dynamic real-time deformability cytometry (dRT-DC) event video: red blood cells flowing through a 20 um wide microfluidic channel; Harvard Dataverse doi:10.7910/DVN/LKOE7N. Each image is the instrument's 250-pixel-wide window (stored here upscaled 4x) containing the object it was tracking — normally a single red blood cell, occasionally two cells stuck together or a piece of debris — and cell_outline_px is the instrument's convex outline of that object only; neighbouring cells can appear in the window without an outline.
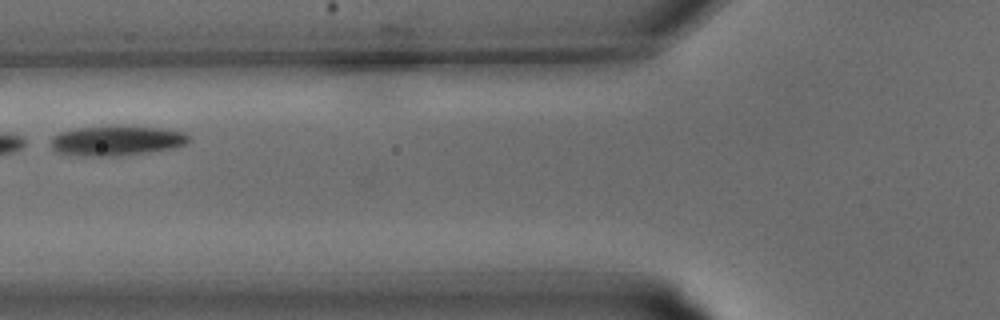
{"species": "common noctule bat (a hibernating species)", "species_latin": "Nyctalus noctula", "temperature_condition": "warm", "stored_images_in_passage": 32, "camera_frame_rate_fps": 3000, "um_per_image_px": 0.085, "animal": {"sex": "male", "body_mass_g": 15.6}, "frame": {"image": 1, "passage_image": 12, "time_ms": 3.667, "image_size_px": [1000, 320], "cell_outline_px": [[192, 140], [188, 144], [172, 148], [116, 156], [88, 156], [56, 152], [52, 148], [52, 136], [60, 132], [72, 128], [112, 124], [120, 124], [160, 128], [184, 132]], "centroid_in_image_um": [9.91, 11.91], "position_along_channel_um": 115.9, "area_um2": 24.57}}